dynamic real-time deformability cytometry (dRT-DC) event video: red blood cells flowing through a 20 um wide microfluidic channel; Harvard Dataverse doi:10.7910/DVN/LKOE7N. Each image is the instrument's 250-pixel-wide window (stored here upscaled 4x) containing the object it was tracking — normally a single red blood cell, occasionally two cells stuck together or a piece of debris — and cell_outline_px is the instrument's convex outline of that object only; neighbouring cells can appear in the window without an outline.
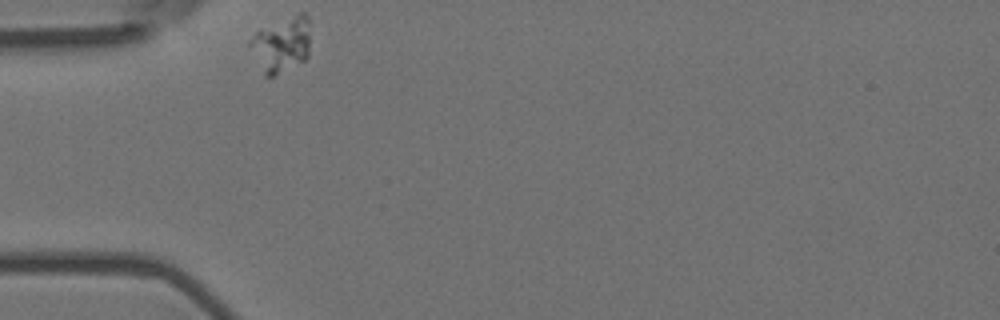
{"species": "Egyptian fruit bat (a non-hibernating species)", "species_latin": "Rousettus aegyptiacus", "temperature_condition": "room temperature", "stored_images_in_passage": 18, "camera_frame_rate_fps": 3000, "um_per_image_px": 0.085, "animal": {"sex": "female"}, "frame": {"image": 1, "passage_image": 1, "time_ms": 0.0, "image_size_px": [1000, 320], "cell_outline_px": [[308, 56], [304, 60], [272, 76], [264, 76], [248, 44], [248, 40], [256, 32], [300, 12], [304, 12], [308, 16]], "centroid_in_image_um": [23.9, 3.78], "position_along_channel_um": 61.1, "area_um2": 18.9}}
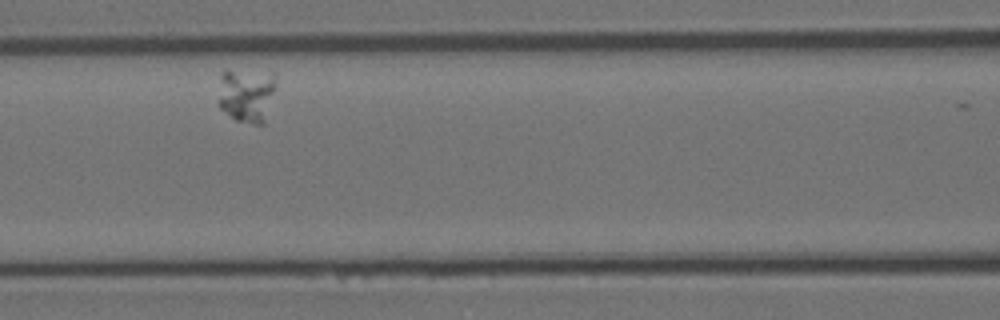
{"frame": {"image": 2, "passage_image": 10, "time_ms": 3.0, "image_size_px": [1000, 320], "cell_outline_px": [[276, 76], [264, 124], [252, 124], [236, 120], [220, 108], [216, 104], [220, 72], [272, 72]], "centroid_in_image_um": [20.89, 8.09], "position_along_channel_um": 145.7, "area_um2": 18.03}}
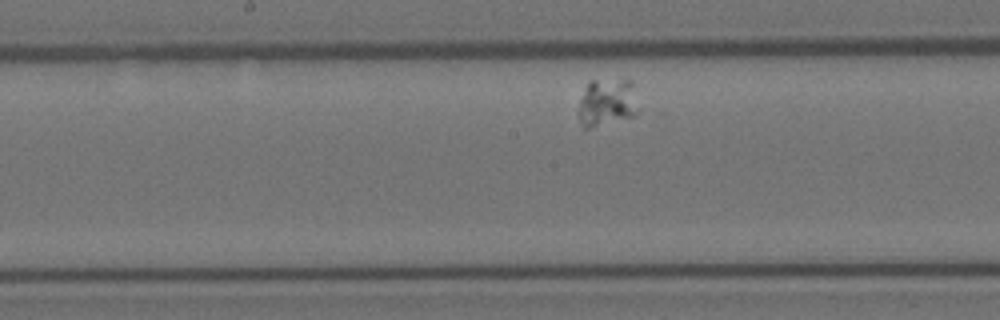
{"frame": {"image": 3, "passage_image": 15, "time_ms": 4.667, "image_size_px": [1000, 320], "cell_outline_px": [[640, 112], [632, 116], [588, 128], [584, 128], [576, 112], [580, 100], [588, 80], [628, 76], [632, 80], [640, 108]], "centroid_in_image_um": [51.64, 8.61], "position_along_channel_um": 196.6, "area_um2": 17.51}}